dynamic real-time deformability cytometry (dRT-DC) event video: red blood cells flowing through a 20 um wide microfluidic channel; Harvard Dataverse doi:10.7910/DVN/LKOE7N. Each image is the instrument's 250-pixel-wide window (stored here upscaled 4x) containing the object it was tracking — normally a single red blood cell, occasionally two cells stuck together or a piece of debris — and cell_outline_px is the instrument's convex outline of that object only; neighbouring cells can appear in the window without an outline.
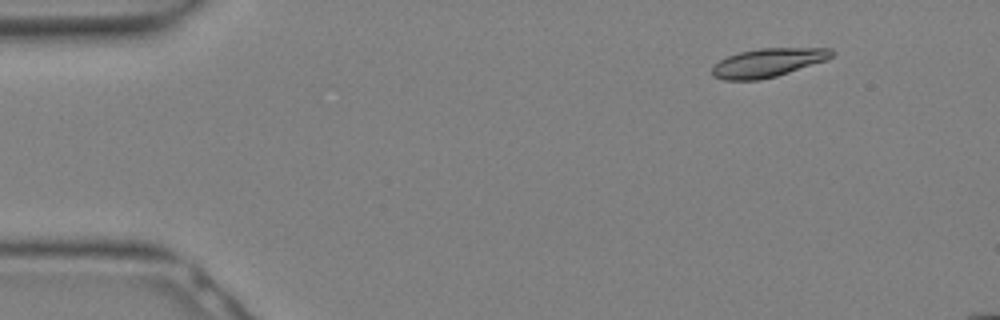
{"species": "Egyptian fruit bat (a non-hibernating species)", "species_latin": "Rousettus aegyptiacus", "temperature_condition": "warm", "stored_images_in_passage": 10, "camera_frame_rate_fps": 3000, "um_per_image_px": 0.085, "animal": {"sex": "female"}, "frame": {"image": 1, "passage_image": 4, "time_ms": 1.0, "image_size_px": [1000, 320], "cell_outline_px": [[836, 52], [828, 60], [776, 76], [760, 80], [724, 80], [712, 76], [712, 64], [728, 56], [740, 52], [760, 48], [832, 48]], "centroid_in_image_um": [65.28, 5.33], "position_along_channel_um": 19.7, "area_um2": 20.11}}